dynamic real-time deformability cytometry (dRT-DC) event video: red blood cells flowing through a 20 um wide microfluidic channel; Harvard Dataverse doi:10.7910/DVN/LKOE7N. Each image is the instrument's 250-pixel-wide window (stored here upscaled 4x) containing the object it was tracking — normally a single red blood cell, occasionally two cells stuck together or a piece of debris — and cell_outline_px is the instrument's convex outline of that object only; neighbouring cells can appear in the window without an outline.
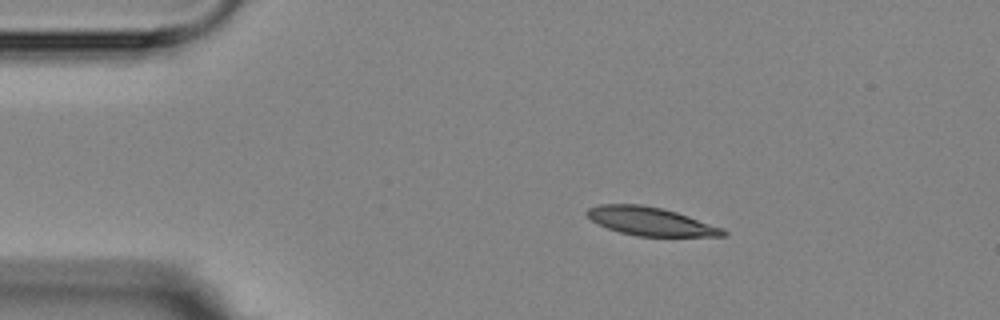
{"species": "Egyptian fruit bat (a non-hibernating species)", "species_latin": "Rousettus aegyptiacus", "temperature_condition": "room temperature", "stored_images_in_passage": 5, "camera_frame_rate_fps": 3000, "um_per_image_px": 0.085, "animal": {"sex": "female"}, "frame": {"image": 1, "passage_image": 2, "time_ms": 1.0, "image_size_px": [1000, 320], "cell_outline_px": [[728, 236], [636, 236], [620, 232], [608, 228], [592, 220], [584, 212], [588, 208], [600, 204], [640, 204], [660, 208], [676, 212], [724, 228], [728, 232]], "centroid_in_image_um": [55.32, 18.82], "position_along_channel_um": 29.7, "area_um2": 22.37}}
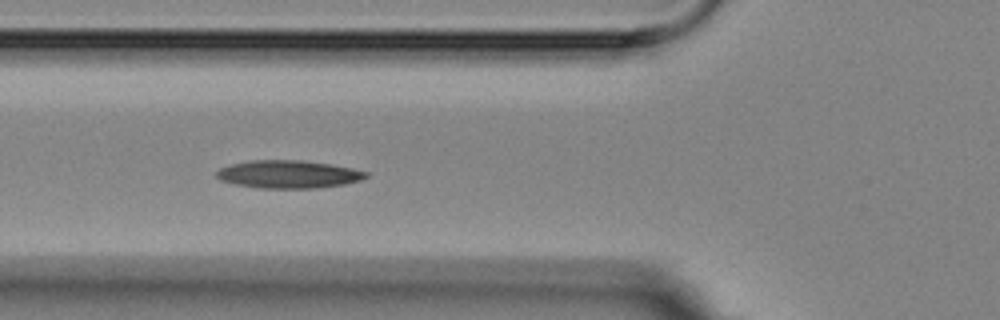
{"frame": {"image": 2, "passage_image": 4, "time_ms": 4.333, "image_size_px": [1000, 320], "cell_outline_px": [[368, 176], [360, 180], [344, 184], [316, 188], [256, 188], [236, 184], [220, 180], [216, 176], [216, 172], [220, 168], [232, 164], [248, 160], [300, 160], [332, 164], [352, 168], [368, 172]], "centroid_in_image_um": [24.51, 14.81], "position_along_channel_um": 101.3, "area_um2": 24.28}}
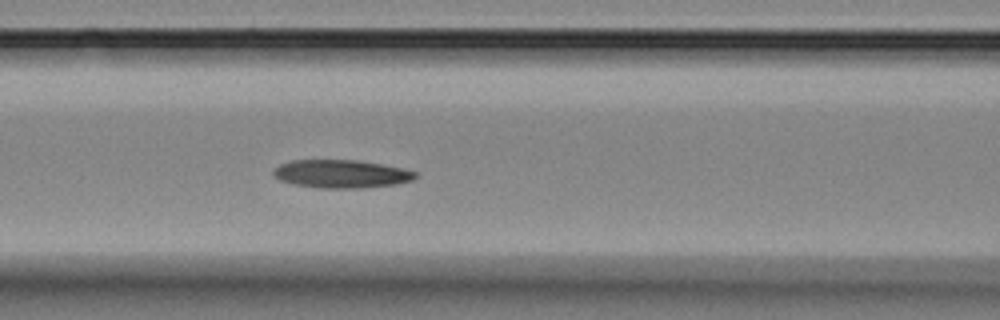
{"frame": {"image": 3, "passage_image": 5, "time_ms": 5.333, "image_size_px": [1000, 320], "cell_outline_px": [[420, 176], [412, 180], [396, 184], [360, 188], [320, 188], [292, 184], [280, 180], [272, 176], [272, 168], [280, 164], [292, 160], [360, 160], [420, 172]], "centroid_in_image_um": [28.99, 14.78], "position_along_channel_um": 137.6, "area_um2": 23.52}}